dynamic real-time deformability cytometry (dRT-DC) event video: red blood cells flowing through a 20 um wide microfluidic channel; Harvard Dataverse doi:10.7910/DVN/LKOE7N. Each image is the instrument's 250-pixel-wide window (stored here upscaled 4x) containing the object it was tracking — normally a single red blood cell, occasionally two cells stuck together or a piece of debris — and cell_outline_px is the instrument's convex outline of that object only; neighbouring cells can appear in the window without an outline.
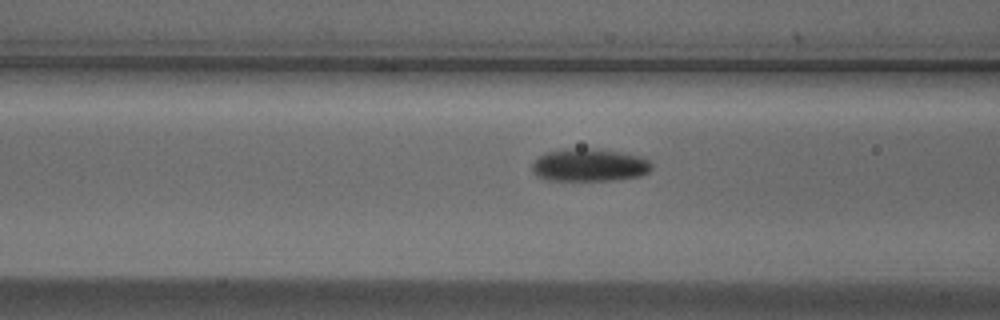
{"species": "Egyptian fruit bat (a non-hibernating species)", "species_latin": "Rousettus aegyptiacus", "temperature_condition": "cold", "stored_images_in_passage": 20, "camera_frame_rate_fps": 3000, "um_per_image_px": 0.085, "animal": {"sex": "male"}, "frame": {"image": 1, "passage_image": 18, "time_ms": 5.667, "image_size_px": [1000, 320], "cell_outline_px": [[652, 168], [648, 172], [640, 176], [612, 180], [544, 180], [536, 176], [532, 172], [532, 164], [544, 152], [568, 148], [592, 148], [620, 152], [640, 156], [648, 160], [652, 164]], "centroid_in_image_um": [50.07, 14.03], "position_along_channel_um": 116.5, "area_um2": 22.95}}